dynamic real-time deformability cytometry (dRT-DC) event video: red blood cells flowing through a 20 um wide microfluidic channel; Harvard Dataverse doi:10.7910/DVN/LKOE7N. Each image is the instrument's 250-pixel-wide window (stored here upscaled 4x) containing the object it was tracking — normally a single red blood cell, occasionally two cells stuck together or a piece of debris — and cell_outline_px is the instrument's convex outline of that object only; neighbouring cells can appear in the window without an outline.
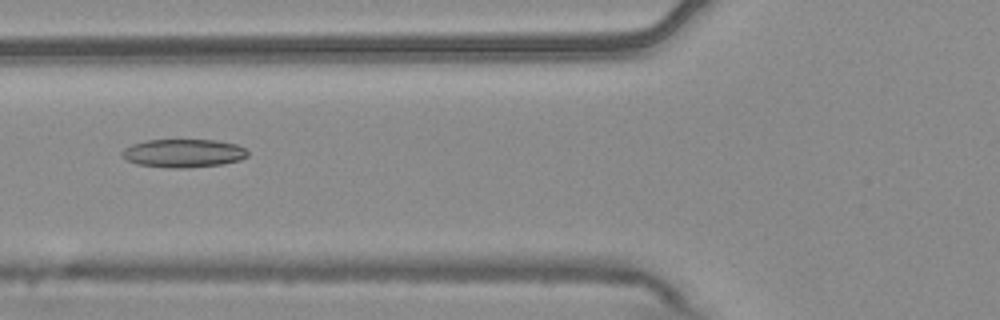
{"species": "common noctule bat (a hibernating species)", "species_latin": "Nyctalus noctula", "temperature_condition": "warm", "stored_images_in_passage": 8, "camera_frame_rate_fps": 3000, "um_per_image_px": 0.085, "animal": {"sex": "male", "body_mass_g": 20.4}, "frame": {"image": 1, "passage_image": 6, "time_ms": 1.667, "image_size_px": [1000, 320], "cell_outline_px": [[248, 156], [240, 160], [220, 164], [188, 168], [168, 168], [136, 164], [120, 156], [120, 152], [124, 148], [132, 144], [148, 140], [216, 140], [236, 144], [244, 148], [248, 152]], "centroid_in_image_um": [15.56, 13.02], "position_along_channel_um": 110.2, "area_um2": 20.81}}
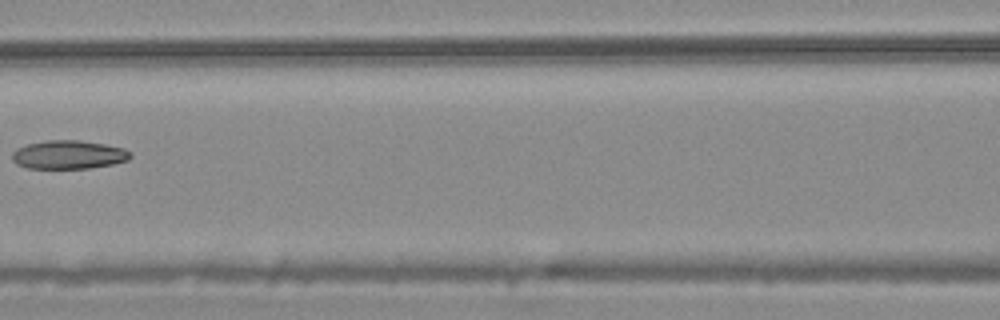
{"frame": {"image": 2, "passage_image": 7, "time_ms": 2.0, "image_size_px": [1000, 320], "cell_outline_px": [[132, 156], [128, 160], [112, 164], [88, 168], [28, 168], [16, 164], [12, 160], [12, 152], [16, 148], [28, 144], [48, 140], [80, 140], [104, 144], [124, 148], [132, 152]], "centroid_in_image_um": [5.83, 13.14], "position_along_channel_um": 160.8, "area_um2": 19.71}}
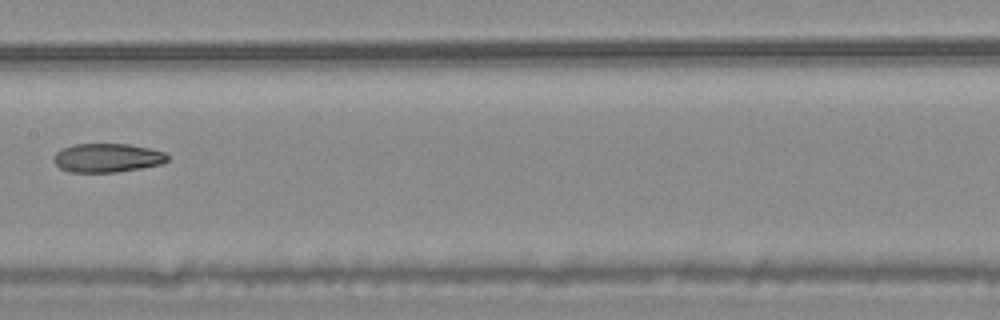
{"frame": {"image": 3, "passage_image": 8, "time_ms": 2.333, "image_size_px": [1000, 320], "cell_outline_px": [[168, 160], [160, 164], [140, 168], [116, 172], [68, 172], [60, 168], [52, 160], [52, 156], [56, 152], [64, 148], [76, 144], [128, 144], [148, 148], [164, 152], [168, 156]], "centroid_in_image_um": [9.08, 13.42], "position_along_channel_um": 198.3, "area_um2": 19.02}}